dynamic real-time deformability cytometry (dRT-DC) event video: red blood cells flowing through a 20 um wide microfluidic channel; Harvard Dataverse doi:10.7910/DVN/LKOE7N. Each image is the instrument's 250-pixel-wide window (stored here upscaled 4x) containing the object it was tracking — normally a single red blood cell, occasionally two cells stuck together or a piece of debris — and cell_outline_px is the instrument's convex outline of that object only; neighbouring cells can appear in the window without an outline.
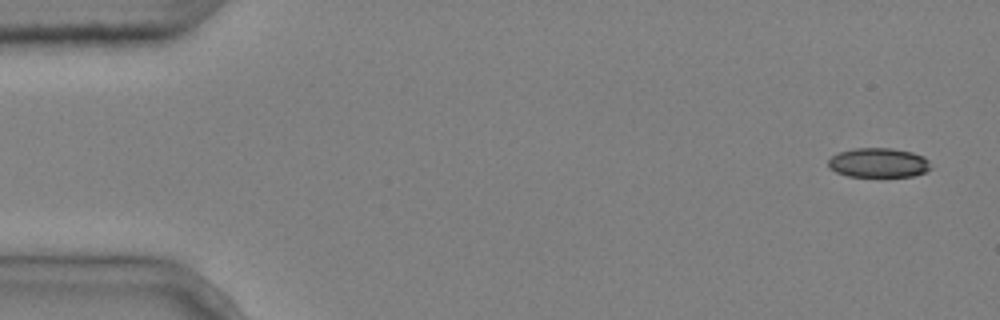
{"species": "common noctule bat (a hibernating species)", "species_latin": "Nyctalus noctula", "temperature_condition": "cold", "stored_images_in_passage": 6, "camera_frame_rate_fps": 3000, "um_per_image_px": 0.085, "animal": {"sex": "male", "body_mass_g": 20.4}, "frame": {"image": 1, "passage_image": 1, "time_ms": 0.0, "image_size_px": [1000, 320], "cell_outline_px": [[932, 168], [924, 172], [912, 176], [848, 176], [836, 172], [828, 168], [828, 160], [832, 156], [840, 152], [852, 148], [892, 148], [912, 152], [924, 156], [928, 160]], "centroid_in_image_um": [74.67, 13.82], "position_along_channel_um": 10.3, "area_um2": 17.63}}
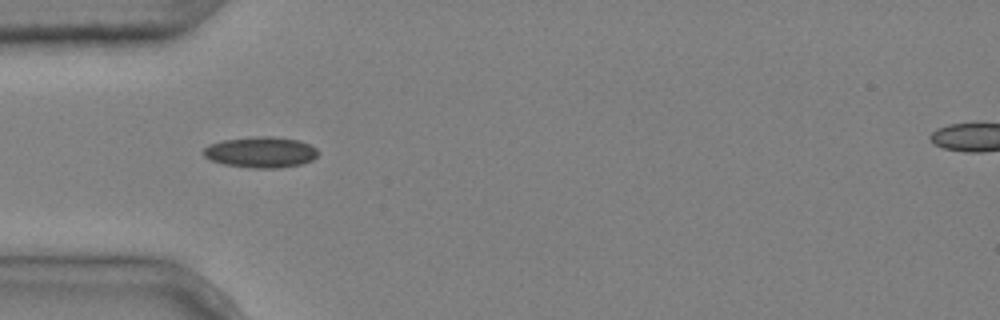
{"frame": {"image": 2, "passage_image": 5, "time_ms": 1.333, "image_size_px": [1000, 320], "cell_outline_px": [[320, 152], [312, 160], [300, 164], [276, 168], [256, 168], [224, 164], [212, 160], [204, 156], [200, 152], [208, 144], [220, 140], [256, 136], [272, 136], [300, 140], [316, 148]], "centroid_in_image_um": [22.14, 12.92], "position_along_channel_um": 62.9, "area_um2": 20.75}}